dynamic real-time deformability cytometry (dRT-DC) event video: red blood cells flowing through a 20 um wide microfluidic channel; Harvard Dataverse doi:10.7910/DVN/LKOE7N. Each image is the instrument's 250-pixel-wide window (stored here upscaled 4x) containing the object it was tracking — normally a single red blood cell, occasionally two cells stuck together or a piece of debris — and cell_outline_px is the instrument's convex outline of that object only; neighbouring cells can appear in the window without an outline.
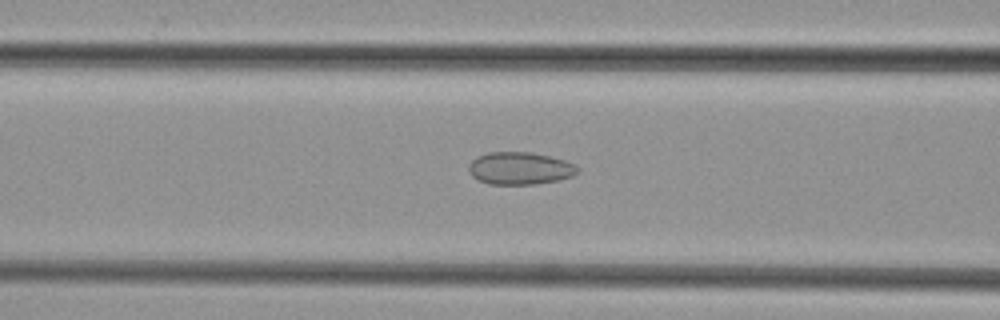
{"species": "common noctule bat (a hibernating species)", "species_latin": "Nyctalus noctula", "temperature_condition": "cold", "stored_images_in_passage": 41, "camera_frame_rate_fps": 3000, "um_per_image_px": 0.085, "animal": {"sex": "female", "body_mass_g": 29.2, "forearm_length_mm": 56.3}, "frame": {"image": 1, "passage_image": 14, "time_ms": 4.333, "image_size_px": [1000, 320], "cell_outline_px": [[580, 172], [572, 176], [556, 180], [532, 184], [488, 184], [476, 180], [472, 176], [468, 168], [468, 164], [476, 156], [488, 152], [532, 152], [564, 160], [576, 164], [580, 168]], "centroid_in_image_um": [44.18, 14.3], "position_along_channel_um": 122.4, "area_um2": 20.75}}
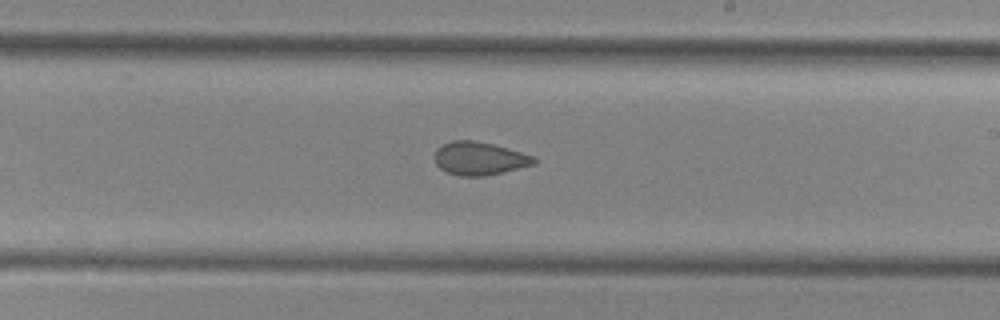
{"frame": {"image": 2, "passage_image": 23, "time_ms": 7.333, "image_size_px": [1000, 320], "cell_outline_px": [[536, 164], [484, 176], [460, 176], [448, 172], [440, 168], [436, 164], [436, 148], [440, 144], [452, 140], [472, 140], [492, 144], [536, 156]], "centroid_in_image_um": [40.75, 13.46], "position_along_channel_um": 248.3, "area_um2": 19.13}}
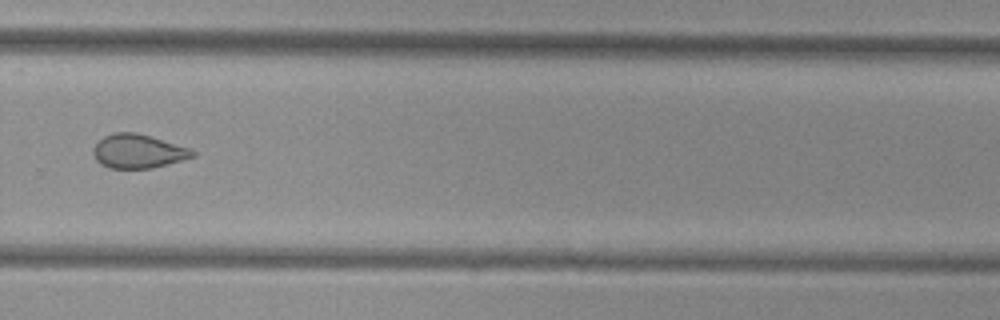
{"frame": {"image": 3, "passage_image": 28, "time_ms": 9.0, "image_size_px": [1000, 320], "cell_outline_px": [[196, 156], [152, 168], [108, 168], [100, 164], [96, 160], [92, 152], [92, 148], [104, 136], [116, 132], [136, 132], [152, 136], [188, 148], [196, 152]], "centroid_in_image_um": [11.71, 12.85], "position_along_channel_um": 318.1, "area_um2": 19.59}}